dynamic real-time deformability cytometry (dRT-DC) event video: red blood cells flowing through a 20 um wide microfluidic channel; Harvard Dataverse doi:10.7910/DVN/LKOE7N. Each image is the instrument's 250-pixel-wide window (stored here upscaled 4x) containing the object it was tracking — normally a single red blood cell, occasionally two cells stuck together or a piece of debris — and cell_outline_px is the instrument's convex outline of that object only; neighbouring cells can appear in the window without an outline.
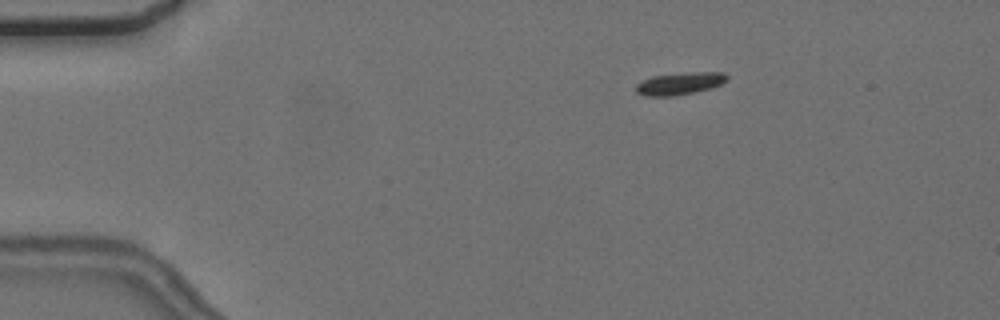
{"species": "common noctule bat (a hibernating species)", "species_latin": "Nyctalus noctula", "temperature_condition": "cold", "stored_images_in_passage": 3, "camera_frame_rate_fps": 3000, "um_per_image_px": 0.085, "animal": {"sex": "female", "body_mass_g": 24.6, "forearm_length_mm": 56.2}, "frame": {"image": 1, "passage_image": 1, "time_ms": 0.0, "image_size_px": [1000, 320], "cell_outline_px": [[728, 80], [712, 88], [696, 92], [672, 96], [644, 96], [636, 92], [636, 84], [652, 76], [692, 72], [724, 72], [728, 76]], "centroid_in_image_um": [57.8, 7.1], "position_along_channel_um": 27.2, "area_um2": 11.85}}